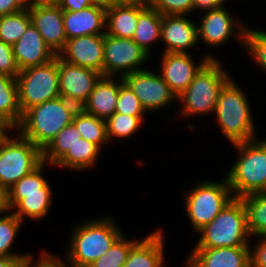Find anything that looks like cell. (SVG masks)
Masks as SVG:
<instances>
[{
	"label": "cell",
	"instance_id": "obj_32",
	"mask_svg": "<svg viewBox=\"0 0 266 267\" xmlns=\"http://www.w3.org/2000/svg\"><path fill=\"white\" fill-rule=\"evenodd\" d=\"M144 116H131L114 113L106 120V129L109 142L113 140H124L130 138L146 121Z\"/></svg>",
	"mask_w": 266,
	"mask_h": 267
},
{
	"label": "cell",
	"instance_id": "obj_47",
	"mask_svg": "<svg viewBox=\"0 0 266 267\" xmlns=\"http://www.w3.org/2000/svg\"><path fill=\"white\" fill-rule=\"evenodd\" d=\"M91 4L107 10L115 5V1L114 0H91Z\"/></svg>",
	"mask_w": 266,
	"mask_h": 267
},
{
	"label": "cell",
	"instance_id": "obj_11",
	"mask_svg": "<svg viewBox=\"0 0 266 267\" xmlns=\"http://www.w3.org/2000/svg\"><path fill=\"white\" fill-rule=\"evenodd\" d=\"M151 55L132 39L104 34L103 76L124 77L144 67Z\"/></svg>",
	"mask_w": 266,
	"mask_h": 267
},
{
	"label": "cell",
	"instance_id": "obj_44",
	"mask_svg": "<svg viewBox=\"0 0 266 267\" xmlns=\"http://www.w3.org/2000/svg\"><path fill=\"white\" fill-rule=\"evenodd\" d=\"M226 4V0H194L195 11L200 13L204 10L215 9Z\"/></svg>",
	"mask_w": 266,
	"mask_h": 267
},
{
	"label": "cell",
	"instance_id": "obj_1",
	"mask_svg": "<svg viewBox=\"0 0 266 267\" xmlns=\"http://www.w3.org/2000/svg\"><path fill=\"white\" fill-rule=\"evenodd\" d=\"M109 216L87 219L73 227L64 258L67 267H88L124 233Z\"/></svg>",
	"mask_w": 266,
	"mask_h": 267
},
{
	"label": "cell",
	"instance_id": "obj_43",
	"mask_svg": "<svg viewBox=\"0 0 266 267\" xmlns=\"http://www.w3.org/2000/svg\"><path fill=\"white\" fill-rule=\"evenodd\" d=\"M24 9L17 0H0V16L16 13Z\"/></svg>",
	"mask_w": 266,
	"mask_h": 267
},
{
	"label": "cell",
	"instance_id": "obj_49",
	"mask_svg": "<svg viewBox=\"0 0 266 267\" xmlns=\"http://www.w3.org/2000/svg\"><path fill=\"white\" fill-rule=\"evenodd\" d=\"M61 0H36V5H58Z\"/></svg>",
	"mask_w": 266,
	"mask_h": 267
},
{
	"label": "cell",
	"instance_id": "obj_19",
	"mask_svg": "<svg viewBox=\"0 0 266 267\" xmlns=\"http://www.w3.org/2000/svg\"><path fill=\"white\" fill-rule=\"evenodd\" d=\"M163 228L152 230L130 249L123 267H165V237Z\"/></svg>",
	"mask_w": 266,
	"mask_h": 267
},
{
	"label": "cell",
	"instance_id": "obj_16",
	"mask_svg": "<svg viewBox=\"0 0 266 267\" xmlns=\"http://www.w3.org/2000/svg\"><path fill=\"white\" fill-rule=\"evenodd\" d=\"M27 9L33 26L49 48L58 55L67 41L63 24V9L58 5H34Z\"/></svg>",
	"mask_w": 266,
	"mask_h": 267
},
{
	"label": "cell",
	"instance_id": "obj_26",
	"mask_svg": "<svg viewBox=\"0 0 266 267\" xmlns=\"http://www.w3.org/2000/svg\"><path fill=\"white\" fill-rule=\"evenodd\" d=\"M16 78L0 74V122L14 130L22 119Z\"/></svg>",
	"mask_w": 266,
	"mask_h": 267
},
{
	"label": "cell",
	"instance_id": "obj_22",
	"mask_svg": "<svg viewBox=\"0 0 266 267\" xmlns=\"http://www.w3.org/2000/svg\"><path fill=\"white\" fill-rule=\"evenodd\" d=\"M50 183H47L41 192L9 193L12 212L22 221L25 218L38 221L47 217L53 205V193Z\"/></svg>",
	"mask_w": 266,
	"mask_h": 267
},
{
	"label": "cell",
	"instance_id": "obj_31",
	"mask_svg": "<svg viewBox=\"0 0 266 267\" xmlns=\"http://www.w3.org/2000/svg\"><path fill=\"white\" fill-rule=\"evenodd\" d=\"M31 24V17L27 8L19 12L0 16V40L13 46L26 32Z\"/></svg>",
	"mask_w": 266,
	"mask_h": 267
},
{
	"label": "cell",
	"instance_id": "obj_37",
	"mask_svg": "<svg viewBox=\"0 0 266 267\" xmlns=\"http://www.w3.org/2000/svg\"><path fill=\"white\" fill-rule=\"evenodd\" d=\"M47 165V163L42 162L31 173L25 175L12 187H10L9 193L41 192V188H43L49 182L44 176V170Z\"/></svg>",
	"mask_w": 266,
	"mask_h": 267
},
{
	"label": "cell",
	"instance_id": "obj_51",
	"mask_svg": "<svg viewBox=\"0 0 266 267\" xmlns=\"http://www.w3.org/2000/svg\"><path fill=\"white\" fill-rule=\"evenodd\" d=\"M183 262H185L184 263L185 267H196V265L188 257H186V260L185 261L183 260Z\"/></svg>",
	"mask_w": 266,
	"mask_h": 267
},
{
	"label": "cell",
	"instance_id": "obj_38",
	"mask_svg": "<svg viewBox=\"0 0 266 267\" xmlns=\"http://www.w3.org/2000/svg\"><path fill=\"white\" fill-rule=\"evenodd\" d=\"M148 3L161 15L194 14V0H148Z\"/></svg>",
	"mask_w": 266,
	"mask_h": 267
},
{
	"label": "cell",
	"instance_id": "obj_41",
	"mask_svg": "<svg viewBox=\"0 0 266 267\" xmlns=\"http://www.w3.org/2000/svg\"><path fill=\"white\" fill-rule=\"evenodd\" d=\"M257 240L250 245L251 267H266V236H258Z\"/></svg>",
	"mask_w": 266,
	"mask_h": 267
},
{
	"label": "cell",
	"instance_id": "obj_23",
	"mask_svg": "<svg viewBox=\"0 0 266 267\" xmlns=\"http://www.w3.org/2000/svg\"><path fill=\"white\" fill-rule=\"evenodd\" d=\"M119 96V77L101 76L82 109L95 117L107 120L115 113Z\"/></svg>",
	"mask_w": 266,
	"mask_h": 267
},
{
	"label": "cell",
	"instance_id": "obj_7",
	"mask_svg": "<svg viewBox=\"0 0 266 267\" xmlns=\"http://www.w3.org/2000/svg\"><path fill=\"white\" fill-rule=\"evenodd\" d=\"M187 192V193H186ZM184 208L192 229L197 233L234 199L226 180L220 182L205 180L184 192Z\"/></svg>",
	"mask_w": 266,
	"mask_h": 267
},
{
	"label": "cell",
	"instance_id": "obj_8",
	"mask_svg": "<svg viewBox=\"0 0 266 267\" xmlns=\"http://www.w3.org/2000/svg\"><path fill=\"white\" fill-rule=\"evenodd\" d=\"M12 131L0 135V184L8 189L42 163V150Z\"/></svg>",
	"mask_w": 266,
	"mask_h": 267
},
{
	"label": "cell",
	"instance_id": "obj_29",
	"mask_svg": "<svg viewBox=\"0 0 266 267\" xmlns=\"http://www.w3.org/2000/svg\"><path fill=\"white\" fill-rule=\"evenodd\" d=\"M80 138L82 135L73 123L65 126L42 150V162L53 167Z\"/></svg>",
	"mask_w": 266,
	"mask_h": 267
},
{
	"label": "cell",
	"instance_id": "obj_13",
	"mask_svg": "<svg viewBox=\"0 0 266 267\" xmlns=\"http://www.w3.org/2000/svg\"><path fill=\"white\" fill-rule=\"evenodd\" d=\"M159 74L176 97H179L193 81L198 72L210 61L218 60L216 55L203 54L196 63L191 53H163Z\"/></svg>",
	"mask_w": 266,
	"mask_h": 267
},
{
	"label": "cell",
	"instance_id": "obj_36",
	"mask_svg": "<svg viewBox=\"0 0 266 267\" xmlns=\"http://www.w3.org/2000/svg\"><path fill=\"white\" fill-rule=\"evenodd\" d=\"M115 113L131 116L147 115V112L140 103V100L133 93L131 88L123 81L122 77H119V96L115 107Z\"/></svg>",
	"mask_w": 266,
	"mask_h": 267
},
{
	"label": "cell",
	"instance_id": "obj_6",
	"mask_svg": "<svg viewBox=\"0 0 266 267\" xmlns=\"http://www.w3.org/2000/svg\"><path fill=\"white\" fill-rule=\"evenodd\" d=\"M194 248H221L250 246L246 210L240 198H234L224 209L197 232Z\"/></svg>",
	"mask_w": 266,
	"mask_h": 267
},
{
	"label": "cell",
	"instance_id": "obj_42",
	"mask_svg": "<svg viewBox=\"0 0 266 267\" xmlns=\"http://www.w3.org/2000/svg\"><path fill=\"white\" fill-rule=\"evenodd\" d=\"M91 5V0H61L58 4L63 10L69 11H80Z\"/></svg>",
	"mask_w": 266,
	"mask_h": 267
},
{
	"label": "cell",
	"instance_id": "obj_35",
	"mask_svg": "<svg viewBox=\"0 0 266 267\" xmlns=\"http://www.w3.org/2000/svg\"><path fill=\"white\" fill-rule=\"evenodd\" d=\"M243 48L255 62L254 64L266 73V31L253 29L247 25Z\"/></svg>",
	"mask_w": 266,
	"mask_h": 267
},
{
	"label": "cell",
	"instance_id": "obj_52",
	"mask_svg": "<svg viewBox=\"0 0 266 267\" xmlns=\"http://www.w3.org/2000/svg\"><path fill=\"white\" fill-rule=\"evenodd\" d=\"M8 129L0 122V135L6 132Z\"/></svg>",
	"mask_w": 266,
	"mask_h": 267
},
{
	"label": "cell",
	"instance_id": "obj_12",
	"mask_svg": "<svg viewBox=\"0 0 266 267\" xmlns=\"http://www.w3.org/2000/svg\"><path fill=\"white\" fill-rule=\"evenodd\" d=\"M123 81L138 97L146 112H163L172 103L177 102V97L172 92L161 75L150 69H142L123 77ZM161 109V110H160Z\"/></svg>",
	"mask_w": 266,
	"mask_h": 267
},
{
	"label": "cell",
	"instance_id": "obj_25",
	"mask_svg": "<svg viewBox=\"0 0 266 267\" xmlns=\"http://www.w3.org/2000/svg\"><path fill=\"white\" fill-rule=\"evenodd\" d=\"M138 21V3L114 5L106 10L105 33L132 39Z\"/></svg>",
	"mask_w": 266,
	"mask_h": 267
},
{
	"label": "cell",
	"instance_id": "obj_17",
	"mask_svg": "<svg viewBox=\"0 0 266 267\" xmlns=\"http://www.w3.org/2000/svg\"><path fill=\"white\" fill-rule=\"evenodd\" d=\"M58 55L69 63L93 69L103 76L104 34L68 39Z\"/></svg>",
	"mask_w": 266,
	"mask_h": 267
},
{
	"label": "cell",
	"instance_id": "obj_34",
	"mask_svg": "<svg viewBox=\"0 0 266 267\" xmlns=\"http://www.w3.org/2000/svg\"><path fill=\"white\" fill-rule=\"evenodd\" d=\"M138 239H127L123 233L100 258L93 261L88 267H123L130 249Z\"/></svg>",
	"mask_w": 266,
	"mask_h": 267
},
{
	"label": "cell",
	"instance_id": "obj_48",
	"mask_svg": "<svg viewBox=\"0 0 266 267\" xmlns=\"http://www.w3.org/2000/svg\"><path fill=\"white\" fill-rule=\"evenodd\" d=\"M115 5L148 3V0H114Z\"/></svg>",
	"mask_w": 266,
	"mask_h": 267
},
{
	"label": "cell",
	"instance_id": "obj_14",
	"mask_svg": "<svg viewBox=\"0 0 266 267\" xmlns=\"http://www.w3.org/2000/svg\"><path fill=\"white\" fill-rule=\"evenodd\" d=\"M59 92L61 97L79 108L87 101L101 73L77 66L63 60L58 55Z\"/></svg>",
	"mask_w": 266,
	"mask_h": 267
},
{
	"label": "cell",
	"instance_id": "obj_3",
	"mask_svg": "<svg viewBox=\"0 0 266 267\" xmlns=\"http://www.w3.org/2000/svg\"><path fill=\"white\" fill-rule=\"evenodd\" d=\"M78 109L76 104L63 97L46 101L26 110L14 130L43 150L65 126L72 123Z\"/></svg>",
	"mask_w": 266,
	"mask_h": 267
},
{
	"label": "cell",
	"instance_id": "obj_18",
	"mask_svg": "<svg viewBox=\"0 0 266 267\" xmlns=\"http://www.w3.org/2000/svg\"><path fill=\"white\" fill-rule=\"evenodd\" d=\"M12 50L20 71L46 64L57 56L45 43L32 23L22 37L12 46Z\"/></svg>",
	"mask_w": 266,
	"mask_h": 267
},
{
	"label": "cell",
	"instance_id": "obj_39",
	"mask_svg": "<svg viewBox=\"0 0 266 267\" xmlns=\"http://www.w3.org/2000/svg\"><path fill=\"white\" fill-rule=\"evenodd\" d=\"M38 254V258L34 261V256L29 255L21 262L20 267H67L64 259L58 255L52 254L51 251L45 249Z\"/></svg>",
	"mask_w": 266,
	"mask_h": 267
},
{
	"label": "cell",
	"instance_id": "obj_20",
	"mask_svg": "<svg viewBox=\"0 0 266 267\" xmlns=\"http://www.w3.org/2000/svg\"><path fill=\"white\" fill-rule=\"evenodd\" d=\"M191 250L188 258L197 267H251L250 246Z\"/></svg>",
	"mask_w": 266,
	"mask_h": 267
},
{
	"label": "cell",
	"instance_id": "obj_5",
	"mask_svg": "<svg viewBox=\"0 0 266 267\" xmlns=\"http://www.w3.org/2000/svg\"><path fill=\"white\" fill-rule=\"evenodd\" d=\"M221 60H210L193 78L187 89L177 97L180 116H214L219 93L233 76L226 70Z\"/></svg>",
	"mask_w": 266,
	"mask_h": 267
},
{
	"label": "cell",
	"instance_id": "obj_28",
	"mask_svg": "<svg viewBox=\"0 0 266 267\" xmlns=\"http://www.w3.org/2000/svg\"><path fill=\"white\" fill-rule=\"evenodd\" d=\"M72 123L85 140L96 144L101 150L108 145L106 121L79 108L73 116Z\"/></svg>",
	"mask_w": 266,
	"mask_h": 267
},
{
	"label": "cell",
	"instance_id": "obj_10",
	"mask_svg": "<svg viewBox=\"0 0 266 267\" xmlns=\"http://www.w3.org/2000/svg\"><path fill=\"white\" fill-rule=\"evenodd\" d=\"M203 12L204 14L197 22L199 43L201 41L211 48H219L234 38L239 42L240 47H244V35L247 26L239 18L236 19L225 4Z\"/></svg>",
	"mask_w": 266,
	"mask_h": 267
},
{
	"label": "cell",
	"instance_id": "obj_40",
	"mask_svg": "<svg viewBox=\"0 0 266 267\" xmlns=\"http://www.w3.org/2000/svg\"><path fill=\"white\" fill-rule=\"evenodd\" d=\"M19 72L12 46L0 40V74L16 78Z\"/></svg>",
	"mask_w": 266,
	"mask_h": 267
},
{
	"label": "cell",
	"instance_id": "obj_9",
	"mask_svg": "<svg viewBox=\"0 0 266 267\" xmlns=\"http://www.w3.org/2000/svg\"><path fill=\"white\" fill-rule=\"evenodd\" d=\"M16 82L22 114L33 106L61 97L58 55L46 64L21 70Z\"/></svg>",
	"mask_w": 266,
	"mask_h": 267
},
{
	"label": "cell",
	"instance_id": "obj_46",
	"mask_svg": "<svg viewBox=\"0 0 266 267\" xmlns=\"http://www.w3.org/2000/svg\"><path fill=\"white\" fill-rule=\"evenodd\" d=\"M26 257H0V267H20L22 260Z\"/></svg>",
	"mask_w": 266,
	"mask_h": 267
},
{
	"label": "cell",
	"instance_id": "obj_45",
	"mask_svg": "<svg viewBox=\"0 0 266 267\" xmlns=\"http://www.w3.org/2000/svg\"><path fill=\"white\" fill-rule=\"evenodd\" d=\"M12 212L9 201V189L0 184V216Z\"/></svg>",
	"mask_w": 266,
	"mask_h": 267
},
{
	"label": "cell",
	"instance_id": "obj_33",
	"mask_svg": "<svg viewBox=\"0 0 266 267\" xmlns=\"http://www.w3.org/2000/svg\"><path fill=\"white\" fill-rule=\"evenodd\" d=\"M23 222L13 213L10 212L0 216V257H27L30 253H13L14 241L19 234ZM12 249V250H11Z\"/></svg>",
	"mask_w": 266,
	"mask_h": 267
},
{
	"label": "cell",
	"instance_id": "obj_30",
	"mask_svg": "<svg viewBox=\"0 0 266 267\" xmlns=\"http://www.w3.org/2000/svg\"><path fill=\"white\" fill-rule=\"evenodd\" d=\"M246 210L247 226L253 238L266 236V192L240 198Z\"/></svg>",
	"mask_w": 266,
	"mask_h": 267
},
{
	"label": "cell",
	"instance_id": "obj_2",
	"mask_svg": "<svg viewBox=\"0 0 266 267\" xmlns=\"http://www.w3.org/2000/svg\"><path fill=\"white\" fill-rule=\"evenodd\" d=\"M233 79L231 77L220 90L213 116L231 145L257 139L248 95Z\"/></svg>",
	"mask_w": 266,
	"mask_h": 267
},
{
	"label": "cell",
	"instance_id": "obj_27",
	"mask_svg": "<svg viewBox=\"0 0 266 267\" xmlns=\"http://www.w3.org/2000/svg\"><path fill=\"white\" fill-rule=\"evenodd\" d=\"M101 149L94 143L80 138L69 148L68 152L53 166V168L71 169V171H86L94 169L100 158Z\"/></svg>",
	"mask_w": 266,
	"mask_h": 267
},
{
	"label": "cell",
	"instance_id": "obj_21",
	"mask_svg": "<svg viewBox=\"0 0 266 267\" xmlns=\"http://www.w3.org/2000/svg\"><path fill=\"white\" fill-rule=\"evenodd\" d=\"M106 10L88 6L80 11L63 10V24L67 40L84 35L105 34Z\"/></svg>",
	"mask_w": 266,
	"mask_h": 267
},
{
	"label": "cell",
	"instance_id": "obj_50",
	"mask_svg": "<svg viewBox=\"0 0 266 267\" xmlns=\"http://www.w3.org/2000/svg\"><path fill=\"white\" fill-rule=\"evenodd\" d=\"M24 8L36 5V0H17Z\"/></svg>",
	"mask_w": 266,
	"mask_h": 267
},
{
	"label": "cell",
	"instance_id": "obj_4",
	"mask_svg": "<svg viewBox=\"0 0 266 267\" xmlns=\"http://www.w3.org/2000/svg\"><path fill=\"white\" fill-rule=\"evenodd\" d=\"M238 154L226 180L234 198L266 192V138L234 144Z\"/></svg>",
	"mask_w": 266,
	"mask_h": 267
},
{
	"label": "cell",
	"instance_id": "obj_24",
	"mask_svg": "<svg viewBox=\"0 0 266 267\" xmlns=\"http://www.w3.org/2000/svg\"><path fill=\"white\" fill-rule=\"evenodd\" d=\"M162 15L149 3H138V21L132 40L147 54L161 41ZM153 44V45H152Z\"/></svg>",
	"mask_w": 266,
	"mask_h": 267
},
{
	"label": "cell",
	"instance_id": "obj_15",
	"mask_svg": "<svg viewBox=\"0 0 266 267\" xmlns=\"http://www.w3.org/2000/svg\"><path fill=\"white\" fill-rule=\"evenodd\" d=\"M189 17L162 15L161 44L163 41L165 45L163 53H191L190 49L198 46V25Z\"/></svg>",
	"mask_w": 266,
	"mask_h": 267
}]
</instances>
